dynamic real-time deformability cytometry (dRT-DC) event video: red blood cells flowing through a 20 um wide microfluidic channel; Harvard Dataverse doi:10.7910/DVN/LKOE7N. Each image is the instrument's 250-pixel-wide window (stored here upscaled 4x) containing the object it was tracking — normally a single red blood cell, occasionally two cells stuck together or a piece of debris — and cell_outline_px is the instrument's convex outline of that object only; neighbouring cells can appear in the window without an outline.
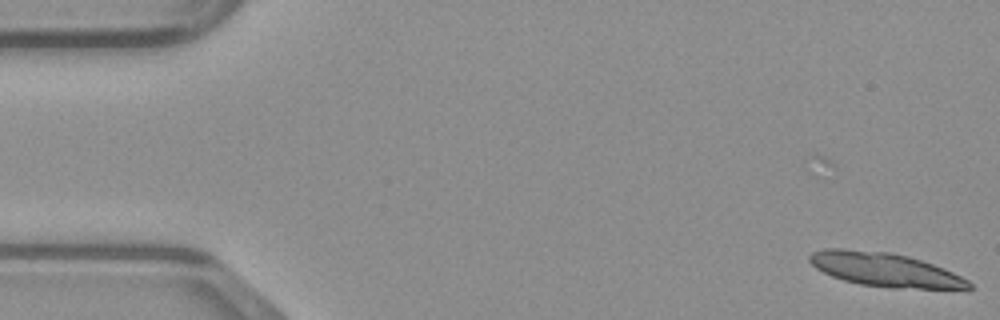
{"species": "common noctule bat (a hibernating species)", "species_latin": "Nyctalus noctula", "temperature_condition": "warm", "stored_images_in_passage": 4, "camera_frame_rate_fps": 3000, "um_per_image_px": 0.085, "animal": {"sex": "male", "body_mass_g": 23.1, "forearm_length_mm": 52.7}, "frame": {"image": 1, "passage_image": 4, "time_ms": 1.0, "image_size_px": [1000, 320], "cell_outline_px": [[972, 288], [892, 288], [860, 284], [844, 280], [832, 276], [816, 268], [808, 260], [808, 256], [812, 252], [824, 248], [844, 248], [892, 252], [908, 256], [944, 268], [968, 280], [972, 284]], "centroid_in_image_um": [75.16, 22.9], "position_along_channel_um": 9.8, "area_um2": 31.27}}